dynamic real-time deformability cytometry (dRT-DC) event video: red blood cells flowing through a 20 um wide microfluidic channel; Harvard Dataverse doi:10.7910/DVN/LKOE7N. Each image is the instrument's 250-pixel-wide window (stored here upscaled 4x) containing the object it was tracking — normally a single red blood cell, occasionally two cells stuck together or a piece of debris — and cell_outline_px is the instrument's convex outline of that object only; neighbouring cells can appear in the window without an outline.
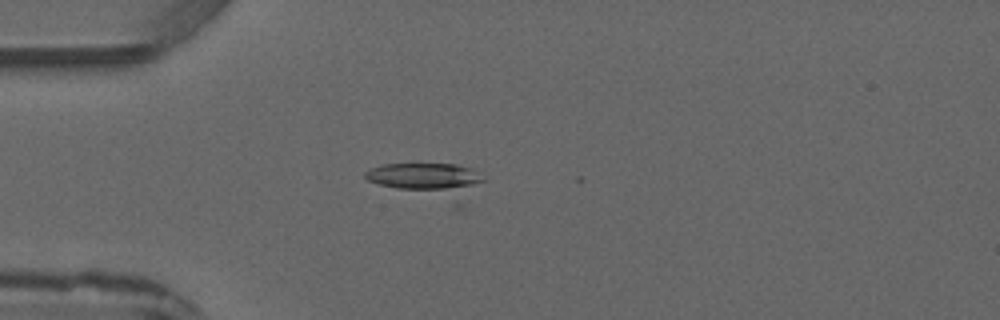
{"species": "common noctule bat (a hibernating species)", "species_latin": "Nyctalus noctula", "temperature_condition": "warm", "stored_images_in_passage": 5, "camera_frame_rate_fps": 3000, "um_per_image_px": 0.085, "animal": {"sex": "male", "forearm_length_mm": 52.5}, "frame": {"image": 1, "passage_image": 5, "time_ms": 5.0, "image_size_px": [1000, 320], "cell_outline_px": [[488, 180], [460, 188], [396, 188], [380, 184], [368, 180], [364, 176], [364, 172], [372, 168], [384, 164], [456, 164], [472, 168]], "centroid_in_image_um": [36.05, 14.95], "position_along_channel_um": 48.9, "area_um2": 17.74}}